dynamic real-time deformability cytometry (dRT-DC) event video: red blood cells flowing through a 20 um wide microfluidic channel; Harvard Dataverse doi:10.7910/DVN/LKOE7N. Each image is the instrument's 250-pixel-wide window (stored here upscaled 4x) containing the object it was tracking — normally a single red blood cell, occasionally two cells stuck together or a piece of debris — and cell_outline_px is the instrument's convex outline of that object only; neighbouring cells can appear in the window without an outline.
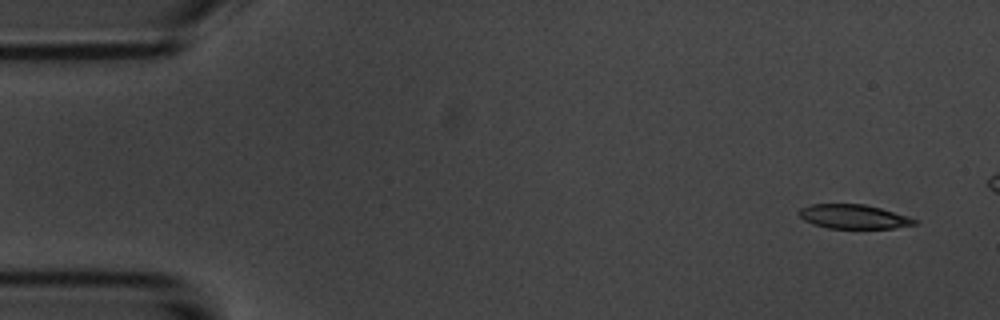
{"species": "common noctule bat (a hibernating species)", "species_latin": "Nyctalus noctula", "temperature_condition": "room temperature", "stored_images_in_passage": 5, "camera_frame_rate_fps": 3000, "um_per_image_px": 0.085, "animal": {"sex": "male", "body_mass_g": 20.1, "forearm_length_mm": 53.5}, "frame": {"image": 1, "passage_image": 1, "time_ms": 0.0, "image_size_px": [1000, 320], "cell_outline_px": [[916, 224], [892, 228], [828, 228], [812, 224], [804, 220], [800, 216], [800, 208], [812, 204], [864, 204], [880, 208], [908, 216], [916, 220]], "centroid_in_image_um": [72.54, 18.41], "position_along_channel_um": 12.5, "area_um2": 16.07}}